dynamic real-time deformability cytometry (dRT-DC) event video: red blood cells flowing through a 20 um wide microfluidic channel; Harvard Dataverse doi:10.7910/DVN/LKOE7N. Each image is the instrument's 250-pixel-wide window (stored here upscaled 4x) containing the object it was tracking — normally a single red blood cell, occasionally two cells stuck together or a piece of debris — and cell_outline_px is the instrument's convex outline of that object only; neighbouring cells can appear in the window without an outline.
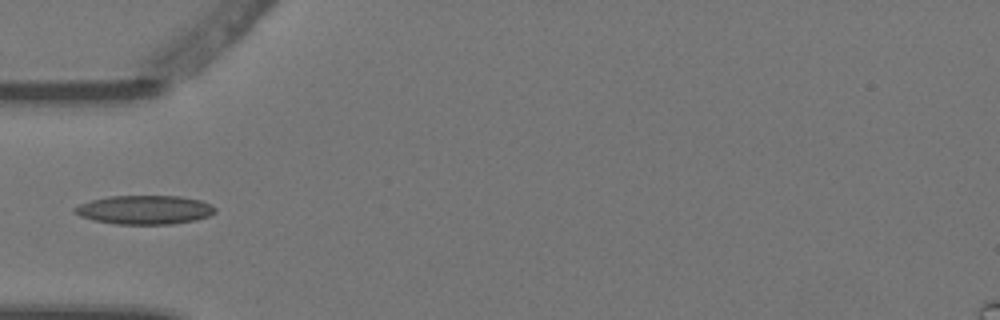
{"species": "Egyptian fruit bat (a non-hibernating species)", "species_latin": "Rousettus aegyptiacus", "temperature_condition": "warm", "stored_images_in_passage": 8, "camera_frame_rate_fps": 3000, "um_per_image_px": 0.085, "animal": {"sex": "female"}, "frame": {"image": 1, "passage_image": 7, "time_ms": 2.0, "image_size_px": [1000, 320], "cell_outline_px": [[216, 212], [208, 216], [196, 220], [172, 224], [116, 224], [92, 220], [80, 216], [72, 212], [72, 208], [80, 204], [92, 200], [108, 196], [180, 196], [200, 200], [212, 204], [216, 208]], "centroid_in_image_um": [12.29, 17.83], "position_along_channel_um": 72.7, "area_um2": 23.81}}
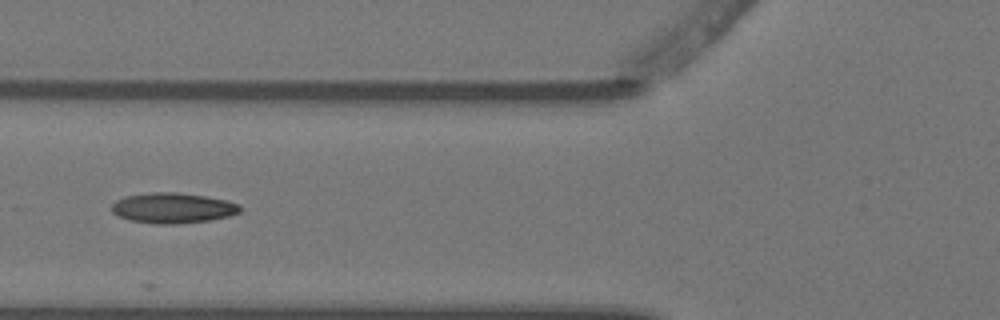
{"frame": {"image": 2, "passage_image": 8, "time_ms": 2.333, "image_size_px": [1000, 320], "cell_outline_px": [[240, 212], [228, 216], [212, 220], [176, 224], [156, 224], [132, 220], [116, 216], [112, 212], [112, 204], [116, 200], [124, 196], [148, 192], [176, 192], [204, 196], [224, 200], [240, 204]], "centroid_in_image_um": [14.66, 17.68], "position_along_channel_um": 111.1, "area_um2": 22.77}}